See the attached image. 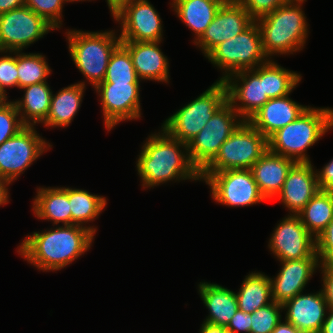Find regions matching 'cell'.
I'll return each mask as SVG.
<instances>
[{
    "mask_svg": "<svg viewBox=\"0 0 333 333\" xmlns=\"http://www.w3.org/2000/svg\"><path fill=\"white\" fill-rule=\"evenodd\" d=\"M63 226L27 235L18 253L43 271L64 268L90 248L96 229L77 224Z\"/></svg>",
    "mask_w": 333,
    "mask_h": 333,
    "instance_id": "cell-1",
    "label": "cell"
},
{
    "mask_svg": "<svg viewBox=\"0 0 333 333\" xmlns=\"http://www.w3.org/2000/svg\"><path fill=\"white\" fill-rule=\"evenodd\" d=\"M162 131L149 136L137 159L142 186L153 187L172 179L199 180L200 173L189 159L187 144L171 137L164 129Z\"/></svg>",
    "mask_w": 333,
    "mask_h": 333,
    "instance_id": "cell-2",
    "label": "cell"
},
{
    "mask_svg": "<svg viewBox=\"0 0 333 333\" xmlns=\"http://www.w3.org/2000/svg\"><path fill=\"white\" fill-rule=\"evenodd\" d=\"M333 128V109L308 108L268 138V150L295 162H311L304 153Z\"/></svg>",
    "mask_w": 333,
    "mask_h": 333,
    "instance_id": "cell-3",
    "label": "cell"
},
{
    "mask_svg": "<svg viewBox=\"0 0 333 333\" xmlns=\"http://www.w3.org/2000/svg\"><path fill=\"white\" fill-rule=\"evenodd\" d=\"M306 0H290L256 20L267 57L302 50L307 37V23L301 4Z\"/></svg>",
    "mask_w": 333,
    "mask_h": 333,
    "instance_id": "cell-4",
    "label": "cell"
},
{
    "mask_svg": "<svg viewBox=\"0 0 333 333\" xmlns=\"http://www.w3.org/2000/svg\"><path fill=\"white\" fill-rule=\"evenodd\" d=\"M113 31L81 32L68 31L69 51L77 68L93 87L102 83L110 57L121 44Z\"/></svg>",
    "mask_w": 333,
    "mask_h": 333,
    "instance_id": "cell-5",
    "label": "cell"
},
{
    "mask_svg": "<svg viewBox=\"0 0 333 333\" xmlns=\"http://www.w3.org/2000/svg\"><path fill=\"white\" fill-rule=\"evenodd\" d=\"M228 100L227 86L218 81L204 93L171 115L162 128L173 138L188 144Z\"/></svg>",
    "mask_w": 333,
    "mask_h": 333,
    "instance_id": "cell-6",
    "label": "cell"
},
{
    "mask_svg": "<svg viewBox=\"0 0 333 333\" xmlns=\"http://www.w3.org/2000/svg\"><path fill=\"white\" fill-rule=\"evenodd\" d=\"M206 57L214 65L225 70L226 73L220 81L236 72L254 69L269 60L263 50L261 33L256 21L237 36L219 43Z\"/></svg>",
    "mask_w": 333,
    "mask_h": 333,
    "instance_id": "cell-7",
    "label": "cell"
},
{
    "mask_svg": "<svg viewBox=\"0 0 333 333\" xmlns=\"http://www.w3.org/2000/svg\"><path fill=\"white\" fill-rule=\"evenodd\" d=\"M268 150V139L248 121H243L221 145L214 160L200 173L251 169Z\"/></svg>",
    "mask_w": 333,
    "mask_h": 333,
    "instance_id": "cell-8",
    "label": "cell"
},
{
    "mask_svg": "<svg viewBox=\"0 0 333 333\" xmlns=\"http://www.w3.org/2000/svg\"><path fill=\"white\" fill-rule=\"evenodd\" d=\"M227 100L204 128L187 144L189 159L201 173L217 156L221 145L244 121Z\"/></svg>",
    "mask_w": 333,
    "mask_h": 333,
    "instance_id": "cell-9",
    "label": "cell"
},
{
    "mask_svg": "<svg viewBox=\"0 0 333 333\" xmlns=\"http://www.w3.org/2000/svg\"><path fill=\"white\" fill-rule=\"evenodd\" d=\"M210 186L216 202L233 207L250 206L265 201L250 169H231L200 174Z\"/></svg>",
    "mask_w": 333,
    "mask_h": 333,
    "instance_id": "cell-10",
    "label": "cell"
},
{
    "mask_svg": "<svg viewBox=\"0 0 333 333\" xmlns=\"http://www.w3.org/2000/svg\"><path fill=\"white\" fill-rule=\"evenodd\" d=\"M55 28L24 6L0 14V52L22 51Z\"/></svg>",
    "mask_w": 333,
    "mask_h": 333,
    "instance_id": "cell-11",
    "label": "cell"
},
{
    "mask_svg": "<svg viewBox=\"0 0 333 333\" xmlns=\"http://www.w3.org/2000/svg\"><path fill=\"white\" fill-rule=\"evenodd\" d=\"M34 129L25 126L0 145V177L9 183L25 171L45 150L51 147ZM48 144V145H47Z\"/></svg>",
    "mask_w": 333,
    "mask_h": 333,
    "instance_id": "cell-12",
    "label": "cell"
},
{
    "mask_svg": "<svg viewBox=\"0 0 333 333\" xmlns=\"http://www.w3.org/2000/svg\"><path fill=\"white\" fill-rule=\"evenodd\" d=\"M113 18L121 21V41L161 42V18L148 0H134L117 11Z\"/></svg>",
    "mask_w": 333,
    "mask_h": 333,
    "instance_id": "cell-13",
    "label": "cell"
},
{
    "mask_svg": "<svg viewBox=\"0 0 333 333\" xmlns=\"http://www.w3.org/2000/svg\"><path fill=\"white\" fill-rule=\"evenodd\" d=\"M236 79L242 81L240 86ZM224 82L227 86L228 101L244 121H248L269 100L264 93V63L258 68L236 72ZM237 101L241 106H236Z\"/></svg>",
    "mask_w": 333,
    "mask_h": 333,
    "instance_id": "cell-14",
    "label": "cell"
},
{
    "mask_svg": "<svg viewBox=\"0 0 333 333\" xmlns=\"http://www.w3.org/2000/svg\"><path fill=\"white\" fill-rule=\"evenodd\" d=\"M139 86V83H100L95 87L101 96L108 131L121 121L141 117Z\"/></svg>",
    "mask_w": 333,
    "mask_h": 333,
    "instance_id": "cell-15",
    "label": "cell"
},
{
    "mask_svg": "<svg viewBox=\"0 0 333 333\" xmlns=\"http://www.w3.org/2000/svg\"><path fill=\"white\" fill-rule=\"evenodd\" d=\"M290 215L275 228L268 246L280 261L310 258L316 253V238L298 215Z\"/></svg>",
    "mask_w": 333,
    "mask_h": 333,
    "instance_id": "cell-16",
    "label": "cell"
},
{
    "mask_svg": "<svg viewBox=\"0 0 333 333\" xmlns=\"http://www.w3.org/2000/svg\"><path fill=\"white\" fill-rule=\"evenodd\" d=\"M255 20L238 1H225L202 36L194 41L205 56L219 43L237 36Z\"/></svg>",
    "mask_w": 333,
    "mask_h": 333,
    "instance_id": "cell-17",
    "label": "cell"
},
{
    "mask_svg": "<svg viewBox=\"0 0 333 333\" xmlns=\"http://www.w3.org/2000/svg\"><path fill=\"white\" fill-rule=\"evenodd\" d=\"M315 253L310 258L281 261L282 268L277 277L271 279L272 300L283 304L303 293V289L319 264Z\"/></svg>",
    "mask_w": 333,
    "mask_h": 333,
    "instance_id": "cell-18",
    "label": "cell"
},
{
    "mask_svg": "<svg viewBox=\"0 0 333 333\" xmlns=\"http://www.w3.org/2000/svg\"><path fill=\"white\" fill-rule=\"evenodd\" d=\"M311 162H296L289 170L276 197L293 215H297L319 190L317 174Z\"/></svg>",
    "mask_w": 333,
    "mask_h": 333,
    "instance_id": "cell-19",
    "label": "cell"
},
{
    "mask_svg": "<svg viewBox=\"0 0 333 333\" xmlns=\"http://www.w3.org/2000/svg\"><path fill=\"white\" fill-rule=\"evenodd\" d=\"M285 320L302 333H319L326 317L328 305L321 291L315 294H298L282 304Z\"/></svg>",
    "mask_w": 333,
    "mask_h": 333,
    "instance_id": "cell-20",
    "label": "cell"
},
{
    "mask_svg": "<svg viewBox=\"0 0 333 333\" xmlns=\"http://www.w3.org/2000/svg\"><path fill=\"white\" fill-rule=\"evenodd\" d=\"M308 107L292 101L288 95L269 99L248 122L267 139L296 120Z\"/></svg>",
    "mask_w": 333,
    "mask_h": 333,
    "instance_id": "cell-21",
    "label": "cell"
},
{
    "mask_svg": "<svg viewBox=\"0 0 333 333\" xmlns=\"http://www.w3.org/2000/svg\"><path fill=\"white\" fill-rule=\"evenodd\" d=\"M157 42L121 41L129 51L139 79L168 82L167 57L161 52Z\"/></svg>",
    "mask_w": 333,
    "mask_h": 333,
    "instance_id": "cell-22",
    "label": "cell"
},
{
    "mask_svg": "<svg viewBox=\"0 0 333 333\" xmlns=\"http://www.w3.org/2000/svg\"><path fill=\"white\" fill-rule=\"evenodd\" d=\"M296 162L269 150L251 167L254 180L265 199L277 196L284 184L289 170Z\"/></svg>",
    "mask_w": 333,
    "mask_h": 333,
    "instance_id": "cell-23",
    "label": "cell"
},
{
    "mask_svg": "<svg viewBox=\"0 0 333 333\" xmlns=\"http://www.w3.org/2000/svg\"><path fill=\"white\" fill-rule=\"evenodd\" d=\"M199 293L203 303L210 311L205 321L227 326L238 310L235 292L218 284L200 282Z\"/></svg>",
    "mask_w": 333,
    "mask_h": 333,
    "instance_id": "cell-24",
    "label": "cell"
},
{
    "mask_svg": "<svg viewBox=\"0 0 333 333\" xmlns=\"http://www.w3.org/2000/svg\"><path fill=\"white\" fill-rule=\"evenodd\" d=\"M33 210L38 218L51 220L54 225H72V215L68 200V188H39L33 202Z\"/></svg>",
    "mask_w": 333,
    "mask_h": 333,
    "instance_id": "cell-25",
    "label": "cell"
},
{
    "mask_svg": "<svg viewBox=\"0 0 333 333\" xmlns=\"http://www.w3.org/2000/svg\"><path fill=\"white\" fill-rule=\"evenodd\" d=\"M224 0H173L178 17L197 36L198 40L213 21Z\"/></svg>",
    "mask_w": 333,
    "mask_h": 333,
    "instance_id": "cell-26",
    "label": "cell"
},
{
    "mask_svg": "<svg viewBox=\"0 0 333 333\" xmlns=\"http://www.w3.org/2000/svg\"><path fill=\"white\" fill-rule=\"evenodd\" d=\"M85 82L70 85L51 96V103L45 126L67 127L76 115L83 97Z\"/></svg>",
    "mask_w": 333,
    "mask_h": 333,
    "instance_id": "cell-27",
    "label": "cell"
},
{
    "mask_svg": "<svg viewBox=\"0 0 333 333\" xmlns=\"http://www.w3.org/2000/svg\"><path fill=\"white\" fill-rule=\"evenodd\" d=\"M22 89L25 91L24 98L14 101L22 122L27 126L43 123L48 116L52 96L48 83L32 84Z\"/></svg>",
    "mask_w": 333,
    "mask_h": 333,
    "instance_id": "cell-28",
    "label": "cell"
},
{
    "mask_svg": "<svg viewBox=\"0 0 333 333\" xmlns=\"http://www.w3.org/2000/svg\"><path fill=\"white\" fill-rule=\"evenodd\" d=\"M235 294L238 309L251 314L271 303V278L259 272H252L246 276L239 292Z\"/></svg>",
    "mask_w": 333,
    "mask_h": 333,
    "instance_id": "cell-29",
    "label": "cell"
},
{
    "mask_svg": "<svg viewBox=\"0 0 333 333\" xmlns=\"http://www.w3.org/2000/svg\"><path fill=\"white\" fill-rule=\"evenodd\" d=\"M297 215L316 238L333 219V191L318 190Z\"/></svg>",
    "mask_w": 333,
    "mask_h": 333,
    "instance_id": "cell-30",
    "label": "cell"
},
{
    "mask_svg": "<svg viewBox=\"0 0 333 333\" xmlns=\"http://www.w3.org/2000/svg\"><path fill=\"white\" fill-rule=\"evenodd\" d=\"M68 200L72 215V225L93 221L106 207V198L90 194L86 190L68 187Z\"/></svg>",
    "mask_w": 333,
    "mask_h": 333,
    "instance_id": "cell-31",
    "label": "cell"
},
{
    "mask_svg": "<svg viewBox=\"0 0 333 333\" xmlns=\"http://www.w3.org/2000/svg\"><path fill=\"white\" fill-rule=\"evenodd\" d=\"M300 79V74L288 71L272 60L264 63V93L269 99L289 95Z\"/></svg>",
    "mask_w": 333,
    "mask_h": 333,
    "instance_id": "cell-32",
    "label": "cell"
},
{
    "mask_svg": "<svg viewBox=\"0 0 333 333\" xmlns=\"http://www.w3.org/2000/svg\"><path fill=\"white\" fill-rule=\"evenodd\" d=\"M14 53L17 54L18 88L22 89L32 84L46 82L51 69L45 56L36 53L25 54L20 51Z\"/></svg>",
    "mask_w": 333,
    "mask_h": 333,
    "instance_id": "cell-33",
    "label": "cell"
},
{
    "mask_svg": "<svg viewBox=\"0 0 333 333\" xmlns=\"http://www.w3.org/2000/svg\"><path fill=\"white\" fill-rule=\"evenodd\" d=\"M102 83H140L130 53L122 44L112 53Z\"/></svg>",
    "mask_w": 333,
    "mask_h": 333,
    "instance_id": "cell-34",
    "label": "cell"
},
{
    "mask_svg": "<svg viewBox=\"0 0 333 333\" xmlns=\"http://www.w3.org/2000/svg\"><path fill=\"white\" fill-rule=\"evenodd\" d=\"M280 309H283L282 304L272 300L270 304L251 313L250 333H271L282 321Z\"/></svg>",
    "mask_w": 333,
    "mask_h": 333,
    "instance_id": "cell-35",
    "label": "cell"
},
{
    "mask_svg": "<svg viewBox=\"0 0 333 333\" xmlns=\"http://www.w3.org/2000/svg\"><path fill=\"white\" fill-rule=\"evenodd\" d=\"M19 117L14 102L4 100L0 104V145L17 134L26 125Z\"/></svg>",
    "mask_w": 333,
    "mask_h": 333,
    "instance_id": "cell-36",
    "label": "cell"
},
{
    "mask_svg": "<svg viewBox=\"0 0 333 333\" xmlns=\"http://www.w3.org/2000/svg\"><path fill=\"white\" fill-rule=\"evenodd\" d=\"M65 1L68 2V0H25V6L42 16L56 29L61 27L62 4Z\"/></svg>",
    "mask_w": 333,
    "mask_h": 333,
    "instance_id": "cell-37",
    "label": "cell"
},
{
    "mask_svg": "<svg viewBox=\"0 0 333 333\" xmlns=\"http://www.w3.org/2000/svg\"><path fill=\"white\" fill-rule=\"evenodd\" d=\"M17 55L0 57V93L7 99L5 87H18Z\"/></svg>",
    "mask_w": 333,
    "mask_h": 333,
    "instance_id": "cell-38",
    "label": "cell"
},
{
    "mask_svg": "<svg viewBox=\"0 0 333 333\" xmlns=\"http://www.w3.org/2000/svg\"><path fill=\"white\" fill-rule=\"evenodd\" d=\"M256 21L290 0H237Z\"/></svg>",
    "mask_w": 333,
    "mask_h": 333,
    "instance_id": "cell-39",
    "label": "cell"
},
{
    "mask_svg": "<svg viewBox=\"0 0 333 333\" xmlns=\"http://www.w3.org/2000/svg\"><path fill=\"white\" fill-rule=\"evenodd\" d=\"M316 254L320 263H326L333 256V219L316 237Z\"/></svg>",
    "mask_w": 333,
    "mask_h": 333,
    "instance_id": "cell-40",
    "label": "cell"
},
{
    "mask_svg": "<svg viewBox=\"0 0 333 333\" xmlns=\"http://www.w3.org/2000/svg\"><path fill=\"white\" fill-rule=\"evenodd\" d=\"M230 333H238L239 331H245L250 333L251 329V316L249 313H245L238 309L235 315L226 326Z\"/></svg>",
    "mask_w": 333,
    "mask_h": 333,
    "instance_id": "cell-41",
    "label": "cell"
},
{
    "mask_svg": "<svg viewBox=\"0 0 333 333\" xmlns=\"http://www.w3.org/2000/svg\"><path fill=\"white\" fill-rule=\"evenodd\" d=\"M323 273L322 292L326 299L328 308H333V269L325 263H320Z\"/></svg>",
    "mask_w": 333,
    "mask_h": 333,
    "instance_id": "cell-42",
    "label": "cell"
},
{
    "mask_svg": "<svg viewBox=\"0 0 333 333\" xmlns=\"http://www.w3.org/2000/svg\"><path fill=\"white\" fill-rule=\"evenodd\" d=\"M316 174L319 190L333 191V159L322 168V171L316 170Z\"/></svg>",
    "mask_w": 333,
    "mask_h": 333,
    "instance_id": "cell-43",
    "label": "cell"
},
{
    "mask_svg": "<svg viewBox=\"0 0 333 333\" xmlns=\"http://www.w3.org/2000/svg\"><path fill=\"white\" fill-rule=\"evenodd\" d=\"M25 5V0H0V14Z\"/></svg>",
    "mask_w": 333,
    "mask_h": 333,
    "instance_id": "cell-44",
    "label": "cell"
},
{
    "mask_svg": "<svg viewBox=\"0 0 333 333\" xmlns=\"http://www.w3.org/2000/svg\"><path fill=\"white\" fill-rule=\"evenodd\" d=\"M200 333H230L226 326L216 325L204 321Z\"/></svg>",
    "mask_w": 333,
    "mask_h": 333,
    "instance_id": "cell-45",
    "label": "cell"
},
{
    "mask_svg": "<svg viewBox=\"0 0 333 333\" xmlns=\"http://www.w3.org/2000/svg\"><path fill=\"white\" fill-rule=\"evenodd\" d=\"M271 333H302L294 325L285 320L279 322L276 328Z\"/></svg>",
    "mask_w": 333,
    "mask_h": 333,
    "instance_id": "cell-46",
    "label": "cell"
},
{
    "mask_svg": "<svg viewBox=\"0 0 333 333\" xmlns=\"http://www.w3.org/2000/svg\"><path fill=\"white\" fill-rule=\"evenodd\" d=\"M329 316L325 317L321 331L319 333H333V308H328Z\"/></svg>",
    "mask_w": 333,
    "mask_h": 333,
    "instance_id": "cell-47",
    "label": "cell"
},
{
    "mask_svg": "<svg viewBox=\"0 0 333 333\" xmlns=\"http://www.w3.org/2000/svg\"><path fill=\"white\" fill-rule=\"evenodd\" d=\"M132 1L134 0H107V4L113 16L124 5L131 3Z\"/></svg>",
    "mask_w": 333,
    "mask_h": 333,
    "instance_id": "cell-48",
    "label": "cell"
},
{
    "mask_svg": "<svg viewBox=\"0 0 333 333\" xmlns=\"http://www.w3.org/2000/svg\"><path fill=\"white\" fill-rule=\"evenodd\" d=\"M10 185L8 181L0 177V205L8 203V189L6 186Z\"/></svg>",
    "mask_w": 333,
    "mask_h": 333,
    "instance_id": "cell-49",
    "label": "cell"
},
{
    "mask_svg": "<svg viewBox=\"0 0 333 333\" xmlns=\"http://www.w3.org/2000/svg\"><path fill=\"white\" fill-rule=\"evenodd\" d=\"M325 264L333 269V256Z\"/></svg>",
    "mask_w": 333,
    "mask_h": 333,
    "instance_id": "cell-50",
    "label": "cell"
},
{
    "mask_svg": "<svg viewBox=\"0 0 333 333\" xmlns=\"http://www.w3.org/2000/svg\"><path fill=\"white\" fill-rule=\"evenodd\" d=\"M7 100L1 93H0V104L4 101Z\"/></svg>",
    "mask_w": 333,
    "mask_h": 333,
    "instance_id": "cell-51",
    "label": "cell"
},
{
    "mask_svg": "<svg viewBox=\"0 0 333 333\" xmlns=\"http://www.w3.org/2000/svg\"><path fill=\"white\" fill-rule=\"evenodd\" d=\"M71 1L73 2V1H80V0H68V2H71ZM81 1H82V0H81ZM83 1H84V0H83Z\"/></svg>",
    "mask_w": 333,
    "mask_h": 333,
    "instance_id": "cell-52",
    "label": "cell"
}]
</instances>
